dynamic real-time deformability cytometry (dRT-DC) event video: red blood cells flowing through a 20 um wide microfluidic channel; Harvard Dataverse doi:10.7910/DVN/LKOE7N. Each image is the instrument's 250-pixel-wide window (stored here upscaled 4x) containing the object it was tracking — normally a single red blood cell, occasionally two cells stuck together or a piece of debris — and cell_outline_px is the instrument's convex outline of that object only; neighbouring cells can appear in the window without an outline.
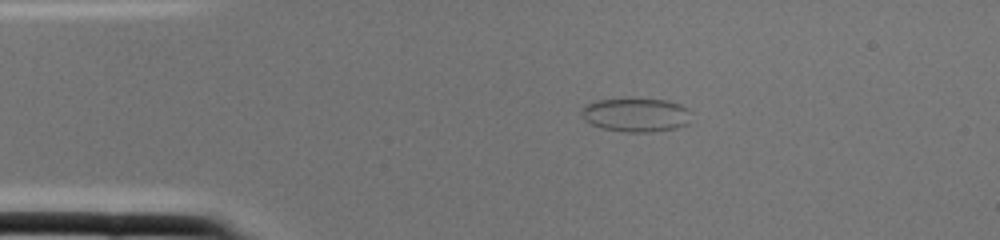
{"species": "common noctule bat (a hibernating species)", "species_latin": "Nyctalus noctula", "temperature_condition": "cold", "stored_images_in_passage": 1, "camera_frame_rate_fps": 3000, "um_per_image_px": 0.085, "animal": {"sex": "female", "body_mass_g": 22.0, "forearm_length_mm": 56.7}, "frame": {"image": 1, "passage_image": 1, "time_ms": 0.0, "image_size_px": [1000, 240], "cell_outline_px": [[688, 124], [676, 128], [648, 132], [624, 132], [604, 128], [592, 124], [584, 120], [580, 116], [580, 112], [584, 104], [596, 100], [624, 96], [668, 100], [680, 104], [688, 108]], "centroid_in_image_um": [53.99, 9.71], "position_along_channel_um": 31.0, "area_um2": 22.37}}